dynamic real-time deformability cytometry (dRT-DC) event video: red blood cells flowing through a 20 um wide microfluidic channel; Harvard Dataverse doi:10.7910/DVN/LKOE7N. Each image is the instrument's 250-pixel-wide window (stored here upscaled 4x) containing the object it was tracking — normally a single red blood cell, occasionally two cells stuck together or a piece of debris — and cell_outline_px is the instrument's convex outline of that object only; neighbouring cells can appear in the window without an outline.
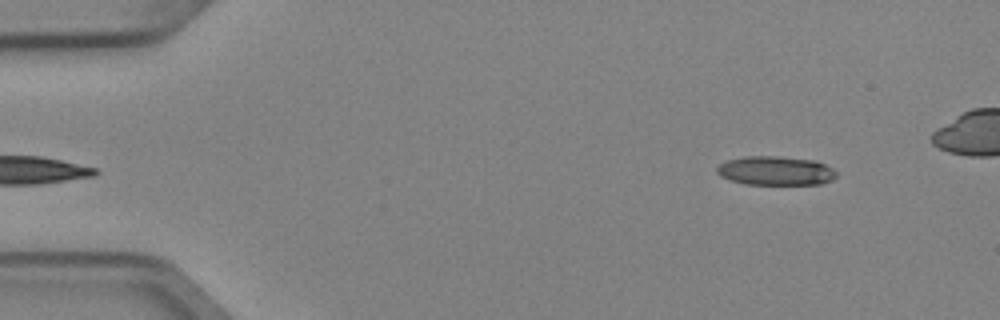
{"species": "Egyptian fruit bat (a non-hibernating species)", "species_latin": "Rousettus aegyptiacus", "temperature_condition": "cold", "stored_images_in_passage": 5, "segment_of_instrument_passage": [2, 2], "camera_frame_rate_fps": 3000, "um_per_image_px": 0.085, "animal": {"sex": "female"}, "frame": {"image": 1, "passage_image": 5, "time_ms": 1.333, "image_size_px": [1000, 320], "cell_outline_px": [[836, 176], [832, 180], [820, 184], [744, 184], [720, 176], [716, 172], [716, 168], [720, 164], [728, 160], [744, 156], [780, 156], [816, 160], [832, 168], [836, 172]], "centroid_in_image_um": [65.93, 14.51], "position_along_channel_um": 19.1, "area_um2": 20.23}}